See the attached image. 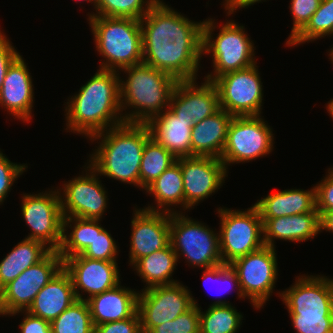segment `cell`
Instances as JSON below:
<instances>
[{"instance_id": "cell-47", "label": "cell", "mask_w": 333, "mask_h": 333, "mask_svg": "<svg viewBox=\"0 0 333 333\" xmlns=\"http://www.w3.org/2000/svg\"><path fill=\"white\" fill-rule=\"evenodd\" d=\"M263 0H229L225 6L228 16L234 14L238 8H248L249 6L261 2ZM265 1V0H264Z\"/></svg>"}, {"instance_id": "cell-6", "label": "cell", "mask_w": 333, "mask_h": 333, "mask_svg": "<svg viewBox=\"0 0 333 333\" xmlns=\"http://www.w3.org/2000/svg\"><path fill=\"white\" fill-rule=\"evenodd\" d=\"M216 23L209 18L203 24V55L212 53L214 73L205 76V80L213 82L217 77L228 72L241 70L256 63L254 43L245 33V27L227 20L221 26L214 39L212 32Z\"/></svg>"}, {"instance_id": "cell-38", "label": "cell", "mask_w": 333, "mask_h": 333, "mask_svg": "<svg viewBox=\"0 0 333 333\" xmlns=\"http://www.w3.org/2000/svg\"><path fill=\"white\" fill-rule=\"evenodd\" d=\"M149 333H200L199 307L193 305L173 321L157 325Z\"/></svg>"}, {"instance_id": "cell-11", "label": "cell", "mask_w": 333, "mask_h": 333, "mask_svg": "<svg viewBox=\"0 0 333 333\" xmlns=\"http://www.w3.org/2000/svg\"><path fill=\"white\" fill-rule=\"evenodd\" d=\"M63 267V259L52 250L43 260L30 266L0 290V316L27 311L38 292Z\"/></svg>"}, {"instance_id": "cell-48", "label": "cell", "mask_w": 333, "mask_h": 333, "mask_svg": "<svg viewBox=\"0 0 333 333\" xmlns=\"http://www.w3.org/2000/svg\"><path fill=\"white\" fill-rule=\"evenodd\" d=\"M323 230L333 233V210L323 212L320 215V232Z\"/></svg>"}, {"instance_id": "cell-31", "label": "cell", "mask_w": 333, "mask_h": 333, "mask_svg": "<svg viewBox=\"0 0 333 333\" xmlns=\"http://www.w3.org/2000/svg\"><path fill=\"white\" fill-rule=\"evenodd\" d=\"M199 306L200 333H237L243 315L228 301L217 300L206 312Z\"/></svg>"}, {"instance_id": "cell-39", "label": "cell", "mask_w": 333, "mask_h": 333, "mask_svg": "<svg viewBox=\"0 0 333 333\" xmlns=\"http://www.w3.org/2000/svg\"><path fill=\"white\" fill-rule=\"evenodd\" d=\"M297 333H333V316L289 315Z\"/></svg>"}, {"instance_id": "cell-24", "label": "cell", "mask_w": 333, "mask_h": 333, "mask_svg": "<svg viewBox=\"0 0 333 333\" xmlns=\"http://www.w3.org/2000/svg\"><path fill=\"white\" fill-rule=\"evenodd\" d=\"M76 301L71 277L62 267L38 292L27 312L51 323Z\"/></svg>"}, {"instance_id": "cell-14", "label": "cell", "mask_w": 333, "mask_h": 333, "mask_svg": "<svg viewBox=\"0 0 333 333\" xmlns=\"http://www.w3.org/2000/svg\"><path fill=\"white\" fill-rule=\"evenodd\" d=\"M187 288L177 282L139 292L138 313L142 333H149L155 326L173 321L193 305L199 306Z\"/></svg>"}, {"instance_id": "cell-7", "label": "cell", "mask_w": 333, "mask_h": 333, "mask_svg": "<svg viewBox=\"0 0 333 333\" xmlns=\"http://www.w3.org/2000/svg\"><path fill=\"white\" fill-rule=\"evenodd\" d=\"M178 211L170 214V244L177 255L186 258L190 266L202 269L223 264L219 234L208 225L185 217Z\"/></svg>"}, {"instance_id": "cell-10", "label": "cell", "mask_w": 333, "mask_h": 333, "mask_svg": "<svg viewBox=\"0 0 333 333\" xmlns=\"http://www.w3.org/2000/svg\"><path fill=\"white\" fill-rule=\"evenodd\" d=\"M276 255L275 248L264 245L229 264L237 274L242 296L250 299L255 309L263 307L273 293L279 271Z\"/></svg>"}, {"instance_id": "cell-23", "label": "cell", "mask_w": 333, "mask_h": 333, "mask_svg": "<svg viewBox=\"0 0 333 333\" xmlns=\"http://www.w3.org/2000/svg\"><path fill=\"white\" fill-rule=\"evenodd\" d=\"M261 219L263 222L264 245L272 248H275V239L303 242L313 239L320 233L319 212Z\"/></svg>"}, {"instance_id": "cell-29", "label": "cell", "mask_w": 333, "mask_h": 333, "mask_svg": "<svg viewBox=\"0 0 333 333\" xmlns=\"http://www.w3.org/2000/svg\"><path fill=\"white\" fill-rule=\"evenodd\" d=\"M145 190L155 197V201L157 202L155 204L157 205L156 207L153 205L144 207V209L171 214L177 212L174 208L171 209L173 205H181L185 211L183 177L180 164L177 161L166 169Z\"/></svg>"}, {"instance_id": "cell-42", "label": "cell", "mask_w": 333, "mask_h": 333, "mask_svg": "<svg viewBox=\"0 0 333 333\" xmlns=\"http://www.w3.org/2000/svg\"><path fill=\"white\" fill-rule=\"evenodd\" d=\"M203 274H202V279L203 281H212L214 283L216 282H220L221 285L225 286V291L229 290V287L232 286H236L237 288V295L238 298H243L241 294V291L239 289V283H238V277L236 272L230 267V265H226V264H220L218 266L212 267V268H207L203 270ZM213 283V284H214ZM219 283V284H220ZM229 286V287H228ZM219 289V288H218ZM217 289V290H218ZM223 290V289H222ZM220 291V290H219ZM218 291V292H219ZM220 293V292H219Z\"/></svg>"}, {"instance_id": "cell-25", "label": "cell", "mask_w": 333, "mask_h": 333, "mask_svg": "<svg viewBox=\"0 0 333 333\" xmlns=\"http://www.w3.org/2000/svg\"><path fill=\"white\" fill-rule=\"evenodd\" d=\"M138 294L118 284L87 300L94 327L132 317L138 311Z\"/></svg>"}, {"instance_id": "cell-2", "label": "cell", "mask_w": 333, "mask_h": 333, "mask_svg": "<svg viewBox=\"0 0 333 333\" xmlns=\"http://www.w3.org/2000/svg\"><path fill=\"white\" fill-rule=\"evenodd\" d=\"M119 72L98 69L65 107L66 131L92 136L124 123ZM122 114V115H121Z\"/></svg>"}, {"instance_id": "cell-21", "label": "cell", "mask_w": 333, "mask_h": 333, "mask_svg": "<svg viewBox=\"0 0 333 333\" xmlns=\"http://www.w3.org/2000/svg\"><path fill=\"white\" fill-rule=\"evenodd\" d=\"M29 69L20 55L8 68L0 90V107L21 121L33 117L34 89Z\"/></svg>"}, {"instance_id": "cell-12", "label": "cell", "mask_w": 333, "mask_h": 333, "mask_svg": "<svg viewBox=\"0 0 333 333\" xmlns=\"http://www.w3.org/2000/svg\"><path fill=\"white\" fill-rule=\"evenodd\" d=\"M218 90L219 105L233 116H260L263 88L258 67L228 72L213 81Z\"/></svg>"}, {"instance_id": "cell-34", "label": "cell", "mask_w": 333, "mask_h": 333, "mask_svg": "<svg viewBox=\"0 0 333 333\" xmlns=\"http://www.w3.org/2000/svg\"><path fill=\"white\" fill-rule=\"evenodd\" d=\"M333 35V0H321L307 24L286 45L297 46Z\"/></svg>"}, {"instance_id": "cell-9", "label": "cell", "mask_w": 333, "mask_h": 333, "mask_svg": "<svg viewBox=\"0 0 333 333\" xmlns=\"http://www.w3.org/2000/svg\"><path fill=\"white\" fill-rule=\"evenodd\" d=\"M262 116H233L221 160L226 169L231 163H244L272 152V128Z\"/></svg>"}, {"instance_id": "cell-17", "label": "cell", "mask_w": 333, "mask_h": 333, "mask_svg": "<svg viewBox=\"0 0 333 333\" xmlns=\"http://www.w3.org/2000/svg\"><path fill=\"white\" fill-rule=\"evenodd\" d=\"M297 278L294 285L278 293L288 313L333 316V279L322 275Z\"/></svg>"}, {"instance_id": "cell-13", "label": "cell", "mask_w": 333, "mask_h": 333, "mask_svg": "<svg viewBox=\"0 0 333 333\" xmlns=\"http://www.w3.org/2000/svg\"><path fill=\"white\" fill-rule=\"evenodd\" d=\"M21 211L31 233L26 239L38 240L58 250L63 235V214L57 189L38 194H23Z\"/></svg>"}, {"instance_id": "cell-8", "label": "cell", "mask_w": 333, "mask_h": 333, "mask_svg": "<svg viewBox=\"0 0 333 333\" xmlns=\"http://www.w3.org/2000/svg\"><path fill=\"white\" fill-rule=\"evenodd\" d=\"M220 218L219 242L223 264L264 246L263 222L255 205L245 211L217 208Z\"/></svg>"}, {"instance_id": "cell-43", "label": "cell", "mask_w": 333, "mask_h": 333, "mask_svg": "<svg viewBox=\"0 0 333 333\" xmlns=\"http://www.w3.org/2000/svg\"><path fill=\"white\" fill-rule=\"evenodd\" d=\"M316 209L321 215L323 212L333 210V167L328 169V174L317 183Z\"/></svg>"}, {"instance_id": "cell-50", "label": "cell", "mask_w": 333, "mask_h": 333, "mask_svg": "<svg viewBox=\"0 0 333 333\" xmlns=\"http://www.w3.org/2000/svg\"><path fill=\"white\" fill-rule=\"evenodd\" d=\"M78 1H88L91 4L93 3L94 9L96 10L97 0H78Z\"/></svg>"}, {"instance_id": "cell-52", "label": "cell", "mask_w": 333, "mask_h": 333, "mask_svg": "<svg viewBox=\"0 0 333 333\" xmlns=\"http://www.w3.org/2000/svg\"><path fill=\"white\" fill-rule=\"evenodd\" d=\"M224 1L225 2H223L224 3L223 5H224V8H225V6L227 5V3H228L229 0H224Z\"/></svg>"}, {"instance_id": "cell-30", "label": "cell", "mask_w": 333, "mask_h": 333, "mask_svg": "<svg viewBox=\"0 0 333 333\" xmlns=\"http://www.w3.org/2000/svg\"><path fill=\"white\" fill-rule=\"evenodd\" d=\"M177 255L171 244L166 248L153 252L139 259L133 268L149 289L155 286L170 285L177 283L172 278V273L177 266ZM172 278V279H171Z\"/></svg>"}, {"instance_id": "cell-5", "label": "cell", "mask_w": 333, "mask_h": 333, "mask_svg": "<svg viewBox=\"0 0 333 333\" xmlns=\"http://www.w3.org/2000/svg\"><path fill=\"white\" fill-rule=\"evenodd\" d=\"M96 50L104 60L99 69L117 71L143 62L140 20L90 16Z\"/></svg>"}, {"instance_id": "cell-22", "label": "cell", "mask_w": 333, "mask_h": 333, "mask_svg": "<svg viewBox=\"0 0 333 333\" xmlns=\"http://www.w3.org/2000/svg\"><path fill=\"white\" fill-rule=\"evenodd\" d=\"M150 137L165 147L176 158L191 157V130L193 120L177 117L169 108L145 123Z\"/></svg>"}, {"instance_id": "cell-20", "label": "cell", "mask_w": 333, "mask_h": 333, "mask_svg": "<svg viewBox=\"0 0 333 333\" xmlns=\"http://www.w3.org/2000/svg\"><path fill=\"white\" fill-rule=\"evenodd\" d=\"M195 80L178 81L169 109L180 118L200 122L220 109L218 90L213 82L205 80L199 86Z\"/></svg>"}, {"instance_id": "cell-18", "label": "cell", "mask_w": 333, "mask_h": 333, "mask_svg": "<svg viewBox=\"0 0 333 333\" xmlns=\"http://www.w3.org/2000/svg\"><path fill=\"white\" fill-rule=\"evenodd\" d=\"M63 268L71 277L77 300L87 301L121 282L117 262L89 259L78 254L65 258ZM80 290L88 294L86 298Z\"/></svg>"}, {"instance_id": "cell-28", "label": "cell", "mask_w": 333, "mask_h": 333, "mask_svg": "<svg viewBox=\"0 0 333 333\" xmlns=\"http://www.w3.org/2000/svg\"><path fill=\"white\" fill-rule=\"evenodd\" d=\"M51 251V248L38 240L25 238L17 243L0 262V290L27 268L43 260Z\"/></svg>"}, {"instance_id": "cell-26", "label": "cell", "mask_w": 333, "mask_h": 333, "mask_svg": "<svg viewBox=\"0 0 333 333\" xmlns=\"http://www.w3.org/2000/svg\"><path fill=\"white\" fill-rule=\"evenodd\" d=\"M232 118L233 115L220 108L213 115L195 123L191 130V157L221 158Z\"/></svg>"}, {"instance_id": "cell-35", "label": "cell", "mask_w": 333, "mask_h": 333, "mask_svg": "<svg viewBox=\"0 0 333 333\" xmlns=\"http://www.w3.org/2000/svg\"><path fill=\"white\" fill-rule=\"evenodd\" d=\"M51 333H94L87 301L77 300L51 323Z\"/></svg>"}, {"instance_id": "cell-16", "label": "cell", "mask_w": 333, "mask_h": 333, "mask_svg": "<svg viewBox=\"0 0 333 333\" xmlns=\"http://www.w3.org/2000/svg\"><path fill=\"white\" fill-rule=\"evenodd\" d=\"M180 164L185 197V210L198 205L220 189L228 170L220 158L192 156L177 158Z\"/></svg>"}, {"instance_id": "cell-19", "label": "cell", "mask_w": 333, "mask_h": 333, "mask_svg": "<svg viewBox=\"0 0 333 333\" xmlns=\"http://www.w3.org/2000/svg\"><path fill=\"white\" fill-rule=\"evenodd\" d=\"M129 264L142 257L166 248L170 244V213L149 211L144 208L133 211Z\"/></svg>"}, {"instance_id": "cell-51", "label": "cell", "mask_w": 333, "mask_h": 333, "mask_svg": "<svg viewBox=\"0 0 333 333\" xmlns=\"http://www.w3.org/2000/svg\"><path fill=\"white\" fill-rule=\"evenodd\" d=\"M330 50H331V51L329 52V56H330L329 59H331V61H332V63H333V47H332Z\"/></svg>"}, {"instance_id": "cell-1", "label": "cell", "mask_w": 333, "mask_h": 333, "mask_svg": "<svg viewBox=\"0 0 333 333\" xmlns=\"http://www.w3.org/2000/svg\"><path fill=\"white\" fill-rule=\"evenodd\" d=\"M159 0L140 20L143 63L178 81L198 79L203 22H193Z\"/></svg>"}, {"instance_id": "cell-27", "label": "cell", "mask_w": 333, "mask_h": 333, "mask_svg": "<svg viewBox=\"0 0 333 333\" xmlns=\"http://www.w3.org/2000/svg\"><path fill=\"white\" fill-rule=\"evenodd\" d=\"M261 218H277L294 214L318 212L316 209V188L309 190L286 189L272 193L254 204Z\"/></svg>"}, {"instance_id": "cell-3", "label": "cell", "mask_w": 333, "mask_h": 333, "mask_svg": "<svg viewBox=\"0 0 333 333\" xmlns=\"http://www.w3.org/2000/svg\"><path fill=\"white\" fill-rule=\"evenodd\" d=\"M145 123L124 122L90 139L101 142L90 155L89 164L99 176H107L140 187V167L143 149L150 139Z\"/></svg>"}, {"instance_id": "cell-41", "label": "cell", "mask_w": 333, "mask_h": 333, "mask_svg": "<svg viewBox=\"0 0 333 333\" xmlns=\"http://www.w3.org/2000/svg\"><path fill=\"white\" fill-rule=\"evenodd\" d=\"M28 166L11 162L0 151V205L3 204L11 187Z\"/></svg>"}, {"instance_id": "cell-49", "label": "cell", "mask_w": 333, "mask_h": 333, "mask_svg": "<svg viewBox=\"0 0 333 333\" xmlns=\"http://www.w3.org/2000/svg\"><path fill=\"white\" fill-rule=\"evenodd\" d=\"M327 110H328V113L329 115H331V118H333V99H331L327 106H326Z\"/></svg>"}, {"instance_id": "cell-15", "label": "cell", "mask_w": 333, "mask_h": 333, "mask_svg": "<svg viewBox=\"0 0 333 333\" xmlns=\"http://www.w3.org/2000/svg\"><path fill=\"white\" fill-rule=\"evenodd\" d=\"M85 172V175L76 176L58 189L62 214L63 217L100 220L107 208V192L99 180V174L89 163Z\"/></svg>"}, {"instance_id": "cell-46", "label": "cell", "mask_w": 333, "mask_h": 333, "mask_svg": "<svg viewBox=\"0 0 333 333\" xmlns=\"http://www.w3.org/2000/svg\"><path fill=\"white\" fill-rule=\"evenodd\" d=\"M25 313L23 321L19 324L20 333H51L50 322L32 315L27 311H21Z\"/></svg>"}, {"instance_id": "cell-40", "label": "cell", "mask_w": 333, "mask_h": 333, "mask_svg": "<svg viewBox=\"0 0 333 333\" xmlns=\"http://www.w3.org/2000/svg\"><path fill=\"white\" fill-rule=\"evenodd\" d=\"M320 2L321 0H291L289 7L293 16V27L286 43L307 24Z\"/></svg>"}, {"instance_id": "cell-36", "label": "cell", "mask_w": 333, "mask_h": 333, "mask_svg": "<svg viewBox=\"0 0 333 333\" xmlns=\"http://www.w3.org/2000/svg\"><path fill=\"white\" fill-rule=\"evenodd\" d=\"M159 0H97L90 16L133 18L141 20Z\"/></svg>"}, {"instance_id": "cell-4", "label": "cell", "mask_w": 333, "mask_h": 333, "mask_svg": "<svg viewBox=\"0 0 333 333\" xmlns=\"http://www.w3.org/2000/svg\"><path fill=\"white\" fill-rule=\"evenodd\" d=\"M121 71L128 74L119 81L122 113L133 107L123 115L125 122L146 123L169 107L177 79L143 62Z\"/></svg>"}, {"instance_id": "cell-45", "label": "cell", "mask_w": 333, "mask_h": 333, "mask_svg": "<svg viewBox=\"0 0 333 333\" xmlns=\"http://www.w3.org/2000/svg\"><path fill=\"white\" fill-rule=\"evenodd\" d=\"M20 56L7 36L0 30V90L8 68Z\"/></svg>"}, {"instance_id": "cell-32", "label": "cell", "mask_w": 333, "mask_h": 333, "mask_svg": "<svg viewBox=\"0 0 333 333\" xmlns=\"http://www.w3.org/2000/svg\"><path fill=\"white\" fill-rule=\"evenodd\" d=\"M73 226H72V224ZM70 225V226H69ZM67 227L72 230L69 235ZM95 238V219L80 217H63V235L60 248L57 250L65 258L81 254L88 246L92 245Z\"/></svg>"}, {"instance_id": "cell-37", "label": "cell", "mask_w": 333, "mask_h": 333, "mask_svg": "<svg viewBox=\"0 0 333 333\" xmlns=\"http://www.w3.org/2000/svg\"><path fill=\"white\" fill-rule=\"evenodd\" d=\"M100 220L95 219V238L80 255L89 259L117 262V245L111 234L99 225Z\"/></svg>"}, {"instance_id": "cell-33", "label": "cell", "mask_w": 333, "mask_h": 333, "mask_svg": "<svg viewBox=\"0 0 333 333\" xmlns=\"http://www.w3.org/2000/svg\"><path fill=\"white\" fill-rule=\"evenodd\" d=\"M176 157L150 138L143 149L140 167V188L146 189L166 169L176 162Z\"/></svg>"}, {"instance_id": "cell-44", "label": "cell", "mask_w": 333, "mask_h": 333, "mask_svg": "<svg viewBox=\"0 0 333 333\" xmlns=\"http://www.w3.org/2000/svg\"><path fill=\"white\" fill-rule=\"evenodd\" d=\"M94 333H142L138 311L130 318L95 326Z\"/></svg>"}]
</instances>
